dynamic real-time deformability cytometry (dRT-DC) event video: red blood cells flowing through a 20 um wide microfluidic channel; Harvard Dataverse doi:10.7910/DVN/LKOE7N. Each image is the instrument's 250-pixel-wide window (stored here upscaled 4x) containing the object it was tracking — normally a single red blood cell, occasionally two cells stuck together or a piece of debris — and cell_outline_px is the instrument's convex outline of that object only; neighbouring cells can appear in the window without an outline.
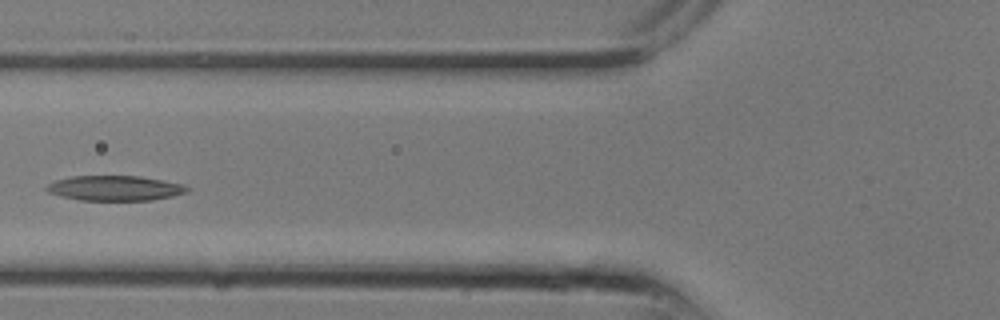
{"species": "common noctule bat (a hibernating species)", "species_latin": "Nyctalus noctula", "temperature_condition": "room temperature", "stored_images_in_passage": 22, "camera_frame_rate_fps": 3000, "um_per_image_px": 0.085, "animal": {"sex": "male", "body_mass_g": 13.3}, "frame": {"image": 1, "passage_image": 7, "time_ms": 2.0, "image_size_px": [1000, 320], "cell_outline_px": [[192, 188], [188, 192], [172, 196], [152, 200], [80, 200], [48, 192], [44, 188], [48, 184], [56, 180], [72, 176], [140, 176], [164, 180], [184, 184]], "centroid_in_image_um": [9.83, 15.98], "position_along_channel_um": 116.0, "area_um2": 20.52}}
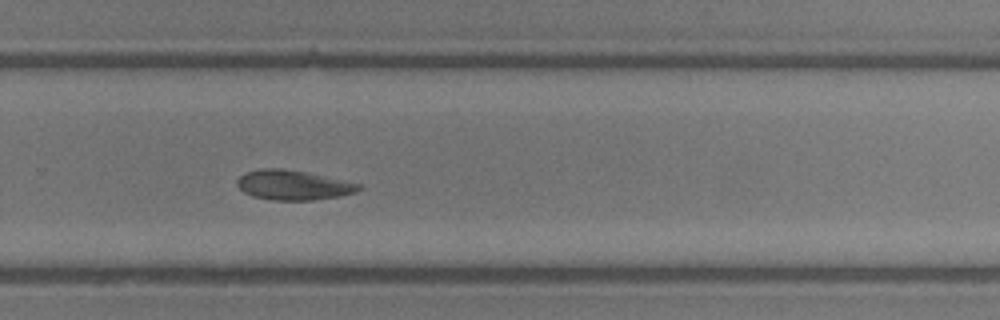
{"frame": {"image": 2, "passage_image": 14, "time_ms": 4.333, "image_size_px": [1000, 320], "cell_outline_px": [[364, 188], [356, 192], [340, 196], [312, 200], [272, 200], [252, 196], [244, 192], [236, 184], [236, 180], [244, 172], [260, 168], [284, 168], [308, 172], [360, 184]], "centroid_in_image_um": [24.91, 15.72], "position_along_channel_um": 304.9, "area_um2": 21.27}}
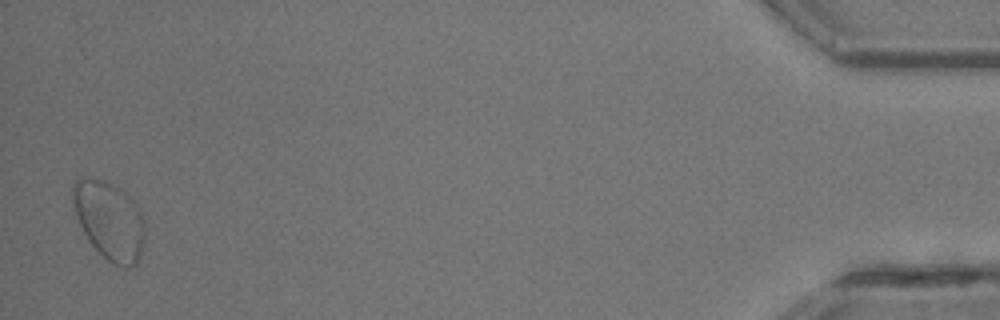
{"frame": {"image": 3, "passage_image": 22, "time_ms": 7.0, "image_size_px": [1000, 320], "cell_outline_px": [[144, 236], [140, 256], [136, 264], [132, 268], [124, 268], [112, 264], [88, 240], [80, 224], [72, 200], [72, 184], [76, 180], [92, 176], [104, 180], [120, 188], [132, 200], [144, 220]], "centroid_in_image_um": [9.29, 18.73], "position_along_channel_um": 425.9, "area_um2": 32.66}}